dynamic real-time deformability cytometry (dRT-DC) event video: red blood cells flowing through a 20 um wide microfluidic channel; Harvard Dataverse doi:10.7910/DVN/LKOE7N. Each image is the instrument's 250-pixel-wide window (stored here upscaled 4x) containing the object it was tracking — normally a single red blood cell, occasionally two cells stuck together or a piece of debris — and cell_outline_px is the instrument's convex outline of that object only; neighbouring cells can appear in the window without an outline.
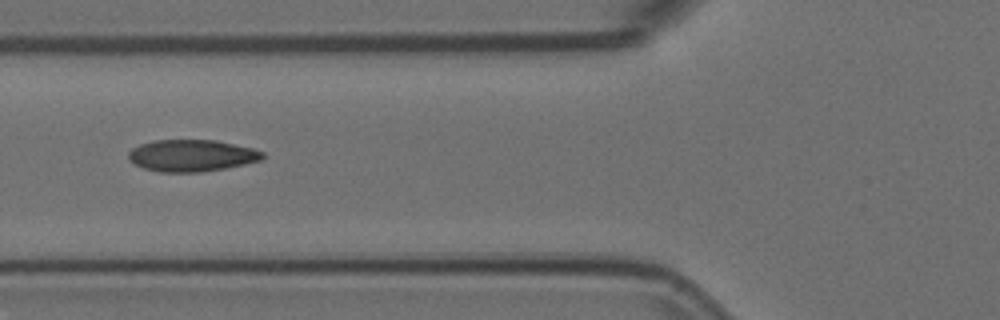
{"species": "Egyptian fruit bat (a non-hibernating species)", "species_latin": "Rousettus aegyptiacus", "temperature_condition": "room temperature", "stored_images_in_passage": 14, "camera_frame_rate_fps": 3000, "um_per_image_px": 0.085, "animal": {"sex": "female"}, "frame": {"image": 1, "passage_image": 5, "time_ms": 1.333, "image_size_px": [1000, 320], "cell_outline_px": [[264, 156], [260, 160], [244, 164], [224, 168], [200, 172], [160, 172], [144, 168], [136, 164], [128, 156], [128, 152], [132, 148], [140, 144], [156, 140], [216, 140], [252, 148], [264, 152]], "centroid_in_image_um": [16.29, 13.22], "position_along_channel_um": 109.5, "area_um2": 24.62}}
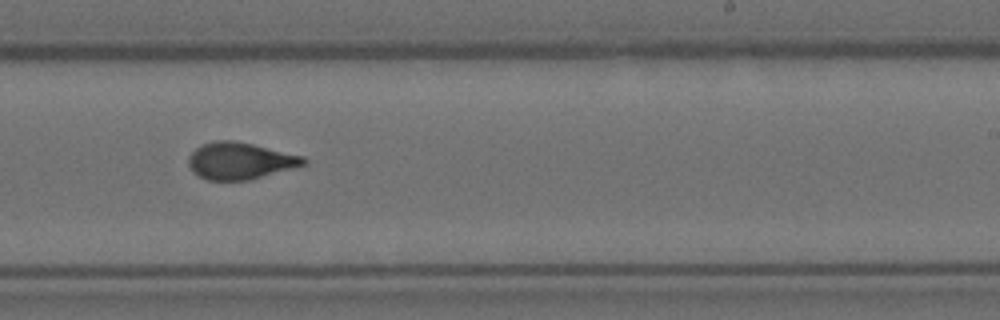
{"frame": {"image": 2, "passage_image": 9, "time_ms": 2.667, "image_size_px": [1000, 320], "cell_outline_px": [[308, 164], [248, 180], [208, 180], [192, 172], [188, 164], [188, 156], [196, 148], [204, 144], [216, 140], [232, 140], [252, 144], [304, 156], [308, 160]], "centroid_in_image_um": [20.41, 13.67], "position_along_channel_um": 268.6, "area_um2": 24.62}}
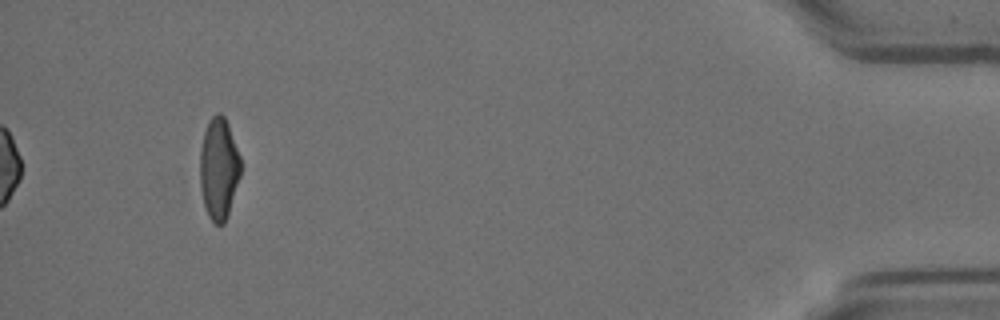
{"frame": {"image": 3, "passage_image": 14, "time_ms": 4.333, "image_size_px": [1000, 320], "cell_outline_px": [[240, 176], [228, 216], [224, 224], [216, 224], [208, 216], [204, 208], [200, 188], [200, 152], [204, 132], [208, 120], [216, 112], [220, 112], [224, 116], [228, 124], [240, 156]], "centroid_in_image_um": [18.59, 14.34], "position_along_channel_um": 416.6, "area_um2": 24.28}}